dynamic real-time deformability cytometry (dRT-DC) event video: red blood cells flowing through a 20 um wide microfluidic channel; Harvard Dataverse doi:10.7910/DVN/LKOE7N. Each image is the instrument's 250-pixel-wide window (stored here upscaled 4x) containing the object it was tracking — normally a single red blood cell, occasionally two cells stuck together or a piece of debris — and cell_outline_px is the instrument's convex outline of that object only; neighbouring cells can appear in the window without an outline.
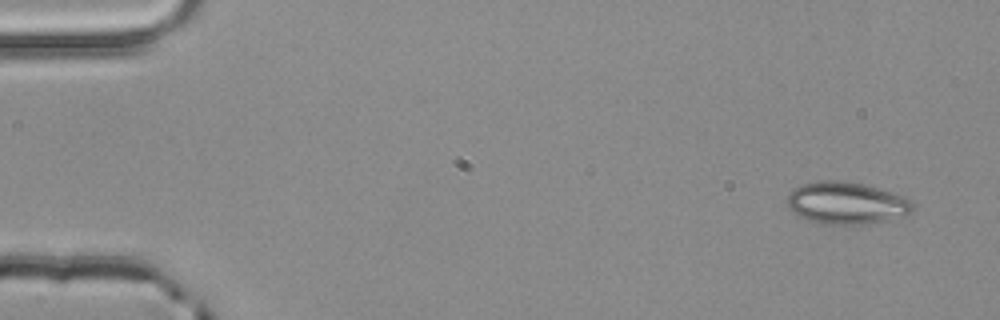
{"species": "common noctule bat (a hibernating species)", "species_latin": "Nyctalus noctula", "temperature_condition": "room temperature", "stored_images_in_passage": 4, "camera_frame_rate_fps": 3000, "um_per_image_px": 0.085, "animal": {"sex": "male", "body_mass_g": 20.4}, "frame": {"image": 1, "passage_image": 1, "time_ms": 0.0, "image_size_px": [1000, 320], "cell_outline_px": [[912, 208], [904, 216], [888, 220], [864, 224], [820, 224], [800, 216], [792, 212], [788, 204], [788, 196], [800, 184], [820, 180], [836, 180], [864, 184], [904, 196], [912, 204]], "centroid_in_image_um": [71.93, 17.26], "position_along_channel_um": 13.1, "area_um2": 30.46}}
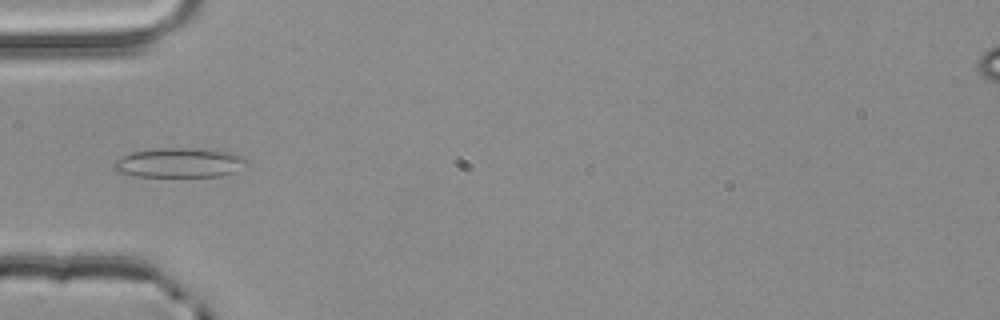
{"frame": {"image": 2, "passage_image": 4, "time_ms": 1.0, "image_size_px": [1000, 320], "cell_outline_px": [[248, 164], [232, 172], [220, 176], [132, 176], [116, 172], [112, 168], [112, 164], [116, 160], [132, 152], [156, 148], [200, 148], [232, 152], [244, 156], [248, 160]], "centroid_in_image_um": [15.24, 13.82], "position_along_channel_um": 69.8, "area_um2": 23.06}}